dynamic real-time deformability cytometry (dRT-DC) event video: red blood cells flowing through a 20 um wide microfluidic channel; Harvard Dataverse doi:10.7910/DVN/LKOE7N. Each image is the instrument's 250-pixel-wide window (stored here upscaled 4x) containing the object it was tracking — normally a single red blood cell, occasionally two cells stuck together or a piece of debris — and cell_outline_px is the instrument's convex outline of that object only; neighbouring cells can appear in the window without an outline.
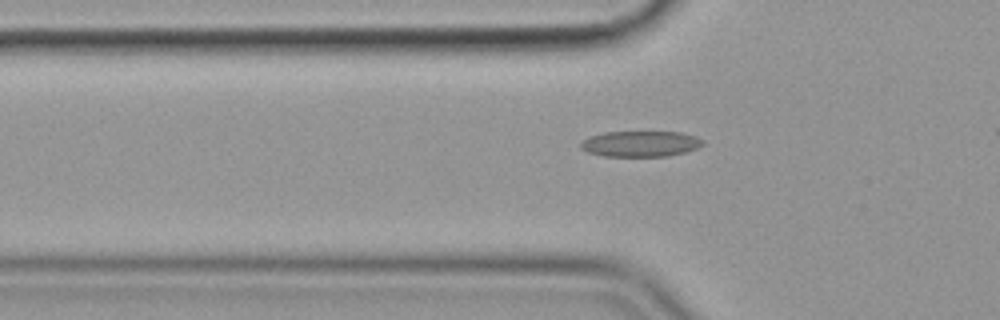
{"species": "common noctule bat (a hibernating species)", "species_latin": "Nyctalus noctula", "temperature_condition": "cold", "stored_images_in_passage": 47, "camera_frame_rate_fps": 3000, "um_per_image_px": 0.085, "animal": {"sex": "female", "body_mass_g": 19.9}, "frame": {"image": 1, "passage_image": 16, "time_ms": 5.0, "image_size_px": [1000, 320], "cell_outline_px": [[704, 144], [696, 148], [684, 152], [668, 156], [604, 156], [588, 152], [580, 148], [580, 144], [588, 136], [604, 132], [680, 132], [696, 136], [704, 140]], "centroid_in_image_um": [54.44, 12.22], "position_along_channel_um": 71.4, "area_um2": 18.32}}
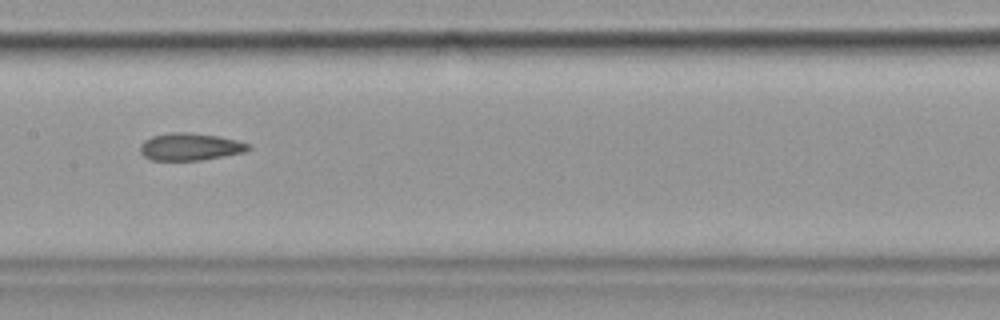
{"frame": {"image": 2, "passage_image": 26, "time_ms": 8.333, "image_size_px": [1000, 320], "cell_outline_px": [[252, 148], [244, 152], [200, 160], [152, 160], [144, 156], [140, 152], [140, 144], [144, 140], [152, 136], [172, 132], [188, 132], [216, 136], [236, 140], [252, 144]], "centroid_in_image_um": [16.16, 12.47], "position_along_channel_um": 191.2, "area_um2": 17.17}}
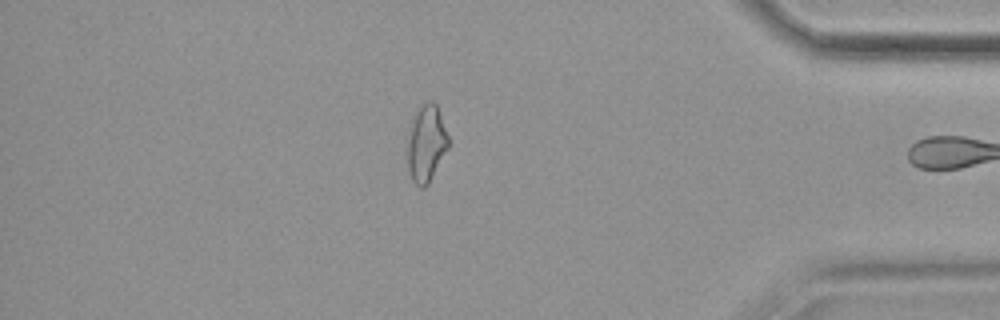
{"frame": {"image": 3, "passage_image": 46, "time_ms": 15.0, "image_size_px": [1000, 320], "cell_outline_px": [[448, 148], [428, 184], [424, 188], [420, 188], [412, 180], [408, 168], [408, 124], [416, 108], [428, 100], [432, 100], [436, 104], [440, 112], [448, 136]], "centroid_in_image_um": [36.21, 12.14], "position_along_channel_um": 399.0, "area_um2": 18.61}, "authors_computed_cell_mechanics": {"area_um2": 18.2648, "velocity_mm_per_s": 3.5914, "shape_relaxation_time_tau1_ms": null, "shape_relaxation_time_tau2_ms": 2.4537, "deformation_change_tau1": null, "deformation_change_tau2": 0.0977}}